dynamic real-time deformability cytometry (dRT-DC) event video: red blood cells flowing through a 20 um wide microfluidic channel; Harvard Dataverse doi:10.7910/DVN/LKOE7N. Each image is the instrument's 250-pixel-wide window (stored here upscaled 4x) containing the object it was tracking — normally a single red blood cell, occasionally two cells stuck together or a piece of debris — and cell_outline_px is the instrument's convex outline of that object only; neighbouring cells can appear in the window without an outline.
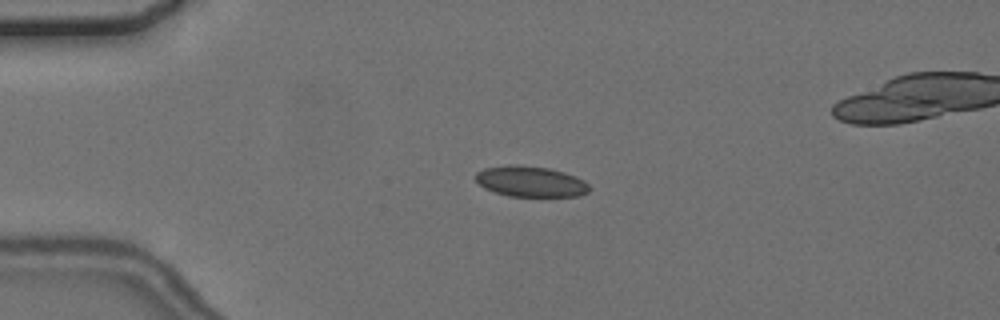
{"species": "common noctule bat (a hibernating species)", "species_latin": "Nyctalus noctula", "temperature_condition": "cold", "stored_images_in_passage": 5, "camera_frame_rate_fps": 3000, "um_per_image_px": 0.085, "animal": {"sex": "female", "body_mass_g": 24.6, "forearm_length_mm": 56.2}, "frame": {"image": 1, "passage_image": 3, "time_ms": 2.333, "image_size_px": [1000, 320], "cell_outline_px": [[592, 188], [588, 192], [580, 196], [508, 196], [484, 188], [476, 180], [476, 172], [484, 168], [508, 164], [516, 164], [548, 168], [564, 172], [576, 176], [584, 180]], "centroid_in_image_um": [45.12, 15.42], "position_along_channel_um": 39.9, "area_um2": 20.46}}
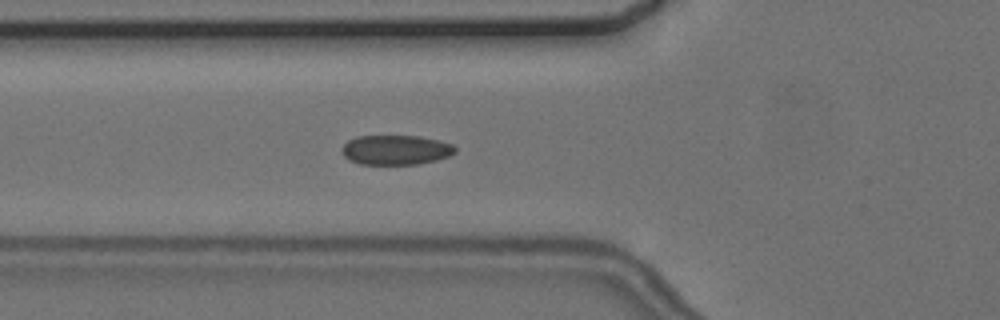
{"frame": {"image": 2, "passage_image": 5, "time_ms": 4.667, "image_size_px": [1000, 320], "cell_outline_px": [[456, 152], [448, 156], [436, 160], [416, 164], [360, 164], [348, 160], [340, 152], [340, 148], [348, 140], [356, 136], [420, 136], [452, 144], [456, 148]], "centroid_in_image_um": [33.59, 12.74], "position_along_channel_um": 92.2, "area_um2": 19.65}}